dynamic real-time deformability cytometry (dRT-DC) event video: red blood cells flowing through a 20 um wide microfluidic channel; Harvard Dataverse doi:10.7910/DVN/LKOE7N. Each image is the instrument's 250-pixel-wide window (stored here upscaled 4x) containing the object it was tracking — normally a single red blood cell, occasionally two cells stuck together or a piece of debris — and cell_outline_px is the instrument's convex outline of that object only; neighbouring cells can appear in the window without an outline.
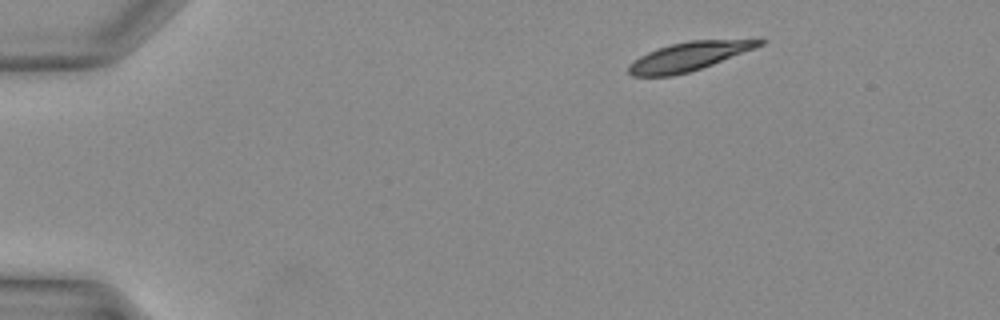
{"species": "Egyptian fruit bat (a non-hibernating species)", "species_latin": "Rousettus aegyptiacus", "temperature_condition": "warm", "stored_images_in_passage": 34, "camera_frame_rate_fps": 3000, "um_per_image_px": 0.085, "animal": {"sex": "female"}, "frame": {"image": 1, "passage_image": 1, "time_ms": 0.0, "image_size_px": [1000, 320], "cell_outline_px": [[768, 40], [764, 44], [756, 48], [712, 64], [688, 72], [672, 76], [632, 76], [628, 72], [628, 64], [640, 56], [648, 52], [672, 44], [688, 40], [760, 36], [764, 36]], "centroid_in_image_um": [58.76, 4.72], "position_along_channel_um": 26.2, "area_um2": 22.72}}
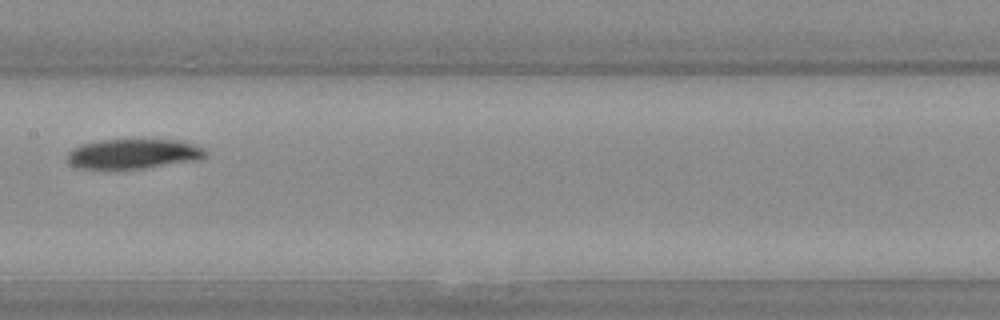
{"frame": {"image": 2, "passage_image": 16, "time_ms": 5.0, "image_size_px": [1000, 320], "cell_outline_px": [[208, 156], [200, 160], [144, 168], [76, 168], [68, 164], [68, 152], [72, 148], [80, 144], [100, 140], [184, 140], [204, 148], [208, 152]], "centroid_in_image_um": [11.38, 13.07], "position_along_channel_um": 196.0, "area_um2": 24.22}}
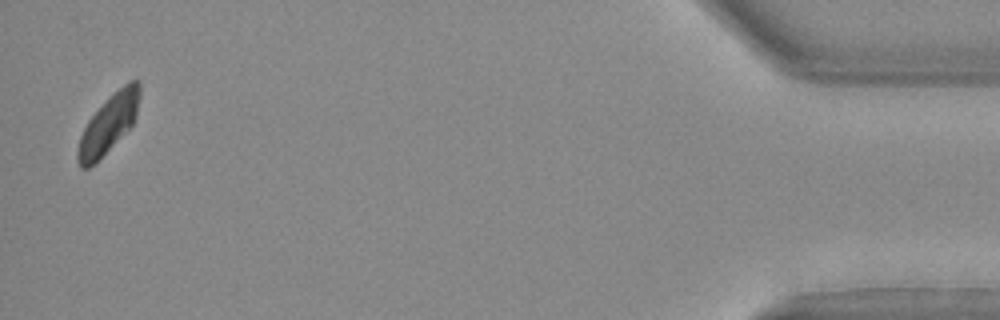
{"frame": {"image": 3, "passage_image": 34, "time_ms": 11.0, "image_size_px": [1000, 320], "cell_outline_px": [[140, 96], [136, 116], [132, 124], [96, 164], [88, 168], [80, 168], [76, 160], [76, 152], [80, 136], [88, 120], [128, 80], [140, 80]], "centroid_in_image_um": [9.21, 10.59], "position_along_channel_um": 426.0, "area_um2": 20.63}}